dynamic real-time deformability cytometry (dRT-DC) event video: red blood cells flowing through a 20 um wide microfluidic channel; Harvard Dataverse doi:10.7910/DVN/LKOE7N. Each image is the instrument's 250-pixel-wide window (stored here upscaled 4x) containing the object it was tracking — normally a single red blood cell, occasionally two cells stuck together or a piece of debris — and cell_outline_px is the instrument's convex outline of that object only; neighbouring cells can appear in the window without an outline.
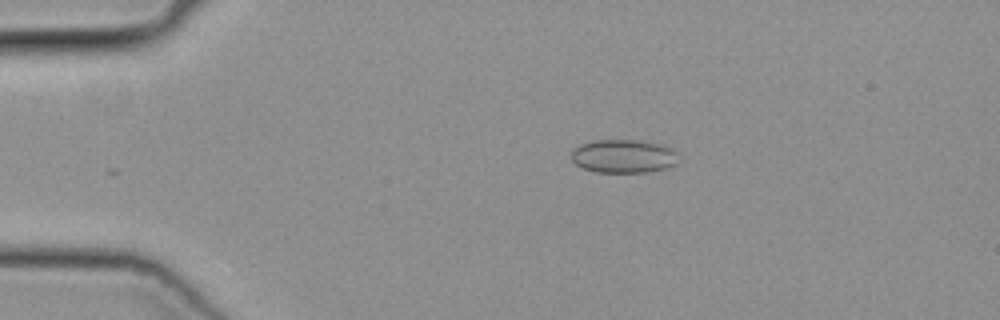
{"species": "common noctule bat (a hibernating species)", "species_latin": "Nyctalus noctula", "temperature_condition": "cold", "stored_images_in_passage": 44, "camera_frame_rate_fps": 3000, "um_per_image_px": 0.085, "animal": {"sex": "female", "body_mass_g": 19.3, "forearm_length_mm": 54.1}, "frame": {"image": 1, "passage_image": 5, "time_ms": 1.333, "image_size_px": [1000, 320], "cell_outline_px": [[676, 164], [664, 168], [648, 172], [596, 172], [584, 168], [576, 164], [572, 160], [572, 148], [580, 144], [592, 140], [640, 140], [664, 144], [672, 148], [676, 152]], "centroid_in_image_um": [52.99, 13.26], "position_along_channel_um": 32.0, "area_um2": 20.98}}
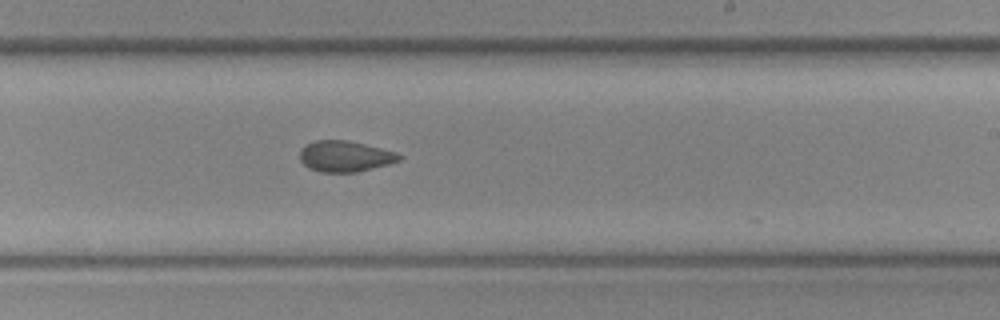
{"frame": {"image": 2, "passage_image": 25, "time_ms": 8.0, "image_size_px": [1000, 320], "cell_outline_px": [[400, 160], [388, 164], [356, 172], [320, 172], [308, 168], [300, 160], [300, 148], [316, 140], [348, 140], [396, 152], [400, 156]], "centroid_in_image_um": [29.29, 13.28], "position_along_channel_um": 259.7, "area_um2": 17.74}}
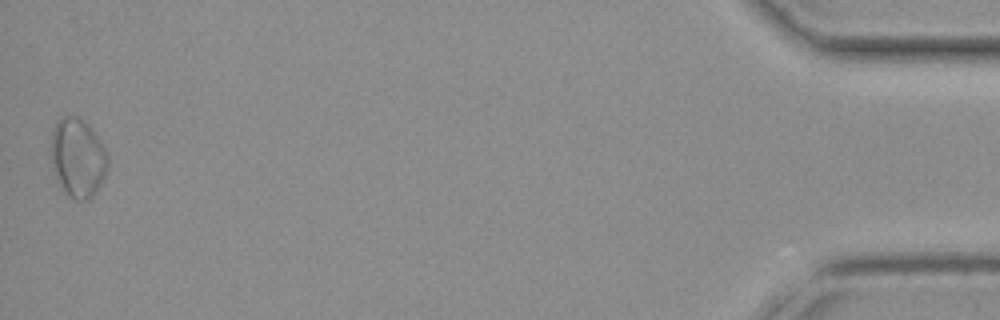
{"frame": {"image": 3, "passage_image": 44, "time_ms": 14.333, "image_size_px": [1000, 320], "cell_outline_px": [[108, 164], [104, 176], [100, 184], [92, 196], [88, 200], [76, 200], [68, 196], [60, 184], [48, 148], [52, 128], [56, 120], [64, 116], [76, 116], [88, 124], [92, 128], [104, 148], [108, 156]], "centroid_in_image_um": [6.58, 13.36], "position_along_channel_um": 428.6, "area_um2": 26.13}}